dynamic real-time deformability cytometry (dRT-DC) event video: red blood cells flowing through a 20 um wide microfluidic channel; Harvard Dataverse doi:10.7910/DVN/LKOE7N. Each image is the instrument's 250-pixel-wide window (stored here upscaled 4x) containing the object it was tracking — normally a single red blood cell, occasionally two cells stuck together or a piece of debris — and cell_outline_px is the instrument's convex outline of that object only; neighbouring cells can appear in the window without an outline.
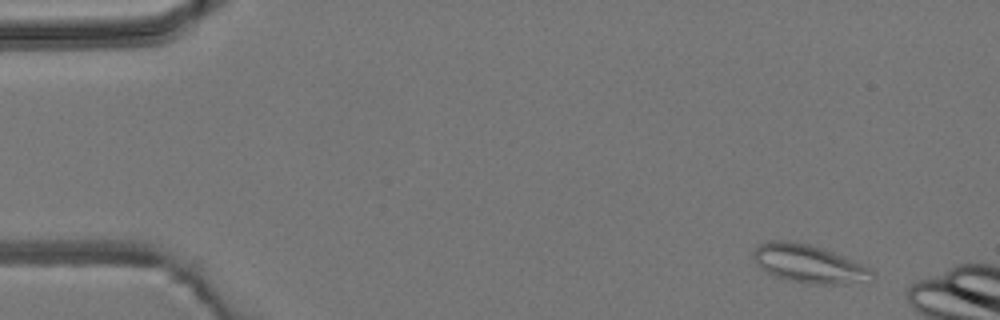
{"species": "common noctule bat (a hibernating species)", "species_latin": "Nyctalus noctula", "temperature_condition": "room temperature", "stored_images_in_passage": 3, "camera_frame_rate_fps": 3000, "um_per_image_px": 0.085, "animal": {"sex": "male", "body_mass_g": 19.2, "forearm_length_mm": 51.8}, "frame": {"image": 1, "passage_image": 1, "time_ms": 0.0, "image_size_px": [1000, 320], "cell_outline_px": [[876, 276], [872, 280], [844, 284], [812, 284], [792, 280], [776, 276], [760, 268], [756, 264], [752, 256], [752, 252], [760, 244], [768, 240], [788, 240], [812, 244], [844, 256], [872, 268]], "centroid_in_image_um": [68.78, 22.41], "position_along_channel_um": 16.2, "area_um2": 26.65}}